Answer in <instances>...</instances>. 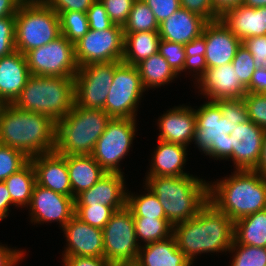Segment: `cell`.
I'll use <instances>...</instances> for the list:
<instances>
[{"label": "cell", "mask_w": 266, "mask_h": 266, "mask_svg": "<svg viewBox=\"0 0 266 266\" xmlns=\"http://www.w3.org/2000/svg\"><path fill=\"white\" fill-rule=\"evenodd\" d=\"M194 144L215 160H228L235 150V126L248 121L244 99L206 101L194 109Z\"/></svg>", "instance_id": "cell-1"}, {"label": "cell", "mask_w": 266, "mask_h": 266, "mask_svg": "<svg viewBox=\"0 0 266 266\" xmlns=\"http://www.w3.org/2000/svg\"><path fill=\"white\" fill-rule=\"evenodd\" d=\"M177 247L193 264L203 253L228 252L234 240V222L208 202L192 219L173 225Z\"/></svg>", "instance_id": "cell-2"}, {"label": "cell", "mask_w": 266, "mask_h": 266, "mask_svg": "<svg viewBox=\"0 0 266 266\" xmlns=\"http://www.w3.org/2000/svg\"><path fill=\"white\" fill-rule=\"evenodd\" d=\"M0 144L23 152L28 158L55 151L56 122L45 114L0 106Z\"/></svg>", "instance_id": "cell-3"}, {"label": "cell", "mask_w": 266, "mask_h": 266, "mask_svg": "<svg viewBox=\"0 0 266 266\" xmlns=\"http://www.w3.org/2000/svg\"><path fill=\"white\" fill-rule=\"evenodd\" d=\"M223 178L209 182V202L233 222L266 209V177L255 170H235Z\"/></svg>", "instance_id": "cell-4"}, {"label": "cell", "mask_w": 266, "mask_h": 266, "mask_svg": "<svg viewBox=\"0 0 266 266\" xmlns=\"http://www.w3.org/2000/svg\"><path fill=\"white\" fill-rule=\"evenodd\" d=\"M145 185L158 197L173 225L194 218L209 202V181L192 174L146 177Z\"/></svg>", "instance_id": "cell-5"}, {"label": "cell", "mask_w": 266, "mask_h": 266, "mask_svg": "<svg viewBox=\"0 0 266 266\" xmlns=\"http://www.w3.org/2000/svg\"><path fill=\"white\" fill-rule=\"evenodd\" d=\"M74 103V77L30 75L13 105L57 122L73 109Z\"/></svg>", "instance_id": "cell-6"}, {"label": "cell", "mask_w": 266, "mask_h": 266, "mask_svg": "<svg viewBox=\"0 0 266 266\" xmlns=\"http://www.w3.org/2000/svg\"><path fill=\"white\" fill-rule=\"evenodd\" d=\"M111 117L103 109H73L56 122L55 152L60 155H92Z\"/></svg>", "instance_id": "cell-7"}, {"label": "cell", "mask_w": 266, "mask_h": 266, "mask_svg": "<svg viewBox=\"0 0 266 266\" xmlns=\"http://www.w3.org/2000/svg\"><path fill=\"white\" fill-rule=\"evenodd\" d=\"M61 35L59 15L44 1L22 2L15 15V49L22 54Z\"/></svg>", "instance_id": "cell-8"}, {"label": "cell", "mask_w": 266, "mask_h": 266, "mask_svg": "<svg viewBox=\"0 0 266 266\" xmlns=\"http://www.w3.org/2000/svg\"><path fill=\"white\" fill-rule=\"evenodd\" d=\"M102 231L104 258L115 266H133L138 258L140 245L131 210L127 206L116 210Z\"/></svg>", "instance_id": "cell-9"}, {"label": "cell", "mask_w": 266, "mask_h": 266, "mask_svg": "<svg viewBox=\"0 0 266 266\" xmlns=\"http://www.w3.org/2000/svg\"><path fill=\"white\" fill-rule=\"evenodd\" d=\"M144 89L136 66L121 62L114 72L104 111L111 118L137 119Z\"/></svg>", "instance_id": "cell-10"}, {"label": "cell", "mask_w": 266, "mask_h": 266, "mask_svg": "<svg viewBox=\"0 0 266 266\" xmlns=\"http://www.w3.org/2000/svg\"><path fill=\"white\" fill-rule=\"evenodd\" d=\"M31 75L75 77L79 66L75 57V44L64 35L25 54Z\"/></svg>", "instance_id": "cell-11"}, {"label": "cell", "mask_w": 266, "mask_h": 266, "mask_svg": "<svg viewBox=\"0 0 266 266\" xmlns=\"http://www.w3.org/2000/svg\"><path fill=\"white\" fill-rule=\"evenodd\" d=\"M136 120L111 118L97 140L92 156L107 173H123L119 163L131 150Z\"/></svg>", "instance_id": "cell-12"}, {"label": "cell", "mask_w": 266, "mask_h": 266, "mask_svg": "<svg viewBox=\"0 0 266 266\" xmlns=\"http://www.w3.org/2000/svg\"><path fill=\"white\" fill-rule=\"evenodd\" d=\"M120 61L94 63L79 67L74 77L75 104L103 109Z\"/></svg>", "instance_id": "cell-13"}, {"label": "cell", "mask_w": 266, "mask_h": 266, "mask_svg": "<svg viewBox=\"0 0 266 266\" xmlns=\"http://www.w3.org/2000/svg\"><path fill=\"white\" fill-rule=\"evenodd\" d=\"M124 54L123 27L114 24L105 30H92L75 43V57L79 67L112 61L122 62Z\"/></svg>", "instance_id": "cell-14"}, {"label": "cell", "mask_w": 266, "mask_h": 266, "mask_svg": "<svg viewBox=\"0 0 266 266\" xmlns=\"http://www.w3.org/2000/svg\"><path fill=\"white\" fill-rule=\"evenodd\" d=\"M30 221L34 224L57 222L61 229L75 215V198L66 196L36 183L31 196Z\"/></svg>", "instance_id": "cell-15"}, {"label": "cell", "mask_w": 266, "mask_h": 266, "mask_svg": "<svg viewBox=\"0 0 266 266\" xmlns=\"http://www.w3.org/2000/svg\"><path fill=\"white\" fill-rule=\"evenodd\" d=\"M197 83L200 94L210 101L243 99L247 93L232 63L207 68Z\"/></svg>", "instance_id": "cell-16"}, {"label": "cell", "mask_w": 266, "mask_h": 266, "mask_svg": "<svg viewBox=\"0 0 266 266\" xmlns=\"http://www.w3.org/2000/svg\"><path fill=\"white\" fill-rule=\"evenodd\" d=\"M66 237L63 257H104L103 231L82 222L75 215L62 228Z\"/></svg>", "instance_id": "cell-17"}, {"label": "cell", "mask_w": 266, "mask_h": 266, "mask_svg": "<svg viewBox=\"0 0 266 266\" xmlns=\"http://www.w3.org/2000/svg\"><path fill=\"white\" fill-rule=\"evenodd\" d=\"M207 68L231 63L242 41L219 19L208 22L204 29Z\"/></svg>", "instance_id": "cell-18"}, {"label": "cell", "mask_w": 266, "mask_h": 266, "mask_svg": "<svg viewBox=\"0 0 266 266\" xmlns=\"http://www.w3.org/2000/svg\"><path fill=\"white\" fill-rule=\"evenodd\" d=\"M124 173H106L90 189L75 197V206L106 205L115 211L126 206L127 188ZM126 188V189H125Z\"/></svg>", "instance_id": "cell-19"}, {"label": "cell", "mask_w": 266, "mask_h": 266, "mask_svg": "<svg viewBox=\"0 0 266 266\" xmlns=\"http://www.w3.org/2000/svg\"><path fill=\"white\" fill-rule=\"evenodd\" d=\"M264 131L251 120L235 126V150L228 158L232 159L234 170H254L257 167L262 152Z\"/></svg>", "instance_id": "cell-20"}, {"label": "cell", "mask_w": 266, "mask_h": 266, "mask_svg": "<svg viewBox=\"0 0 266 266\" xmlns=\"http://www.w3.org/2000/svg\"><path fill=\"white\" fill-rule=\"evenodd\" d=\"M159 126L158 139L175 144H181L186 147L194 140L196 129L195 110L191 106H174L157 120Z\"/></svg>", "instance_id": "cell-21"}, {"label": "cell", "mask_w": 266, "mask_h": 266, "mask_svg": "<svg viewBox=\"0 0 266 266\" xmlns=\"http://www.w3.org/2000/svg\"><path fill=\"white\" fill-rule=\"evenodd\" d=\"M36 173V183L54 192L72 197L66 155L55 151L30 158Z\"/></svg>", "instance_id": "cell-22"}, {"label": "cell", "mask_w": 266, "mask_h": 266, "mask_svg": "<svg viewBox=\"0 0 266 266\" xmlns=\"http://www.w3.org/2000/svg\"><path fill=\"white\" fill-rule=\"evenodd\" d=\"M24 54L15 50L0 58V103L13 104L30 76Z\"/></svg>", "instance_id": "cell-23"}, {"label": "cell", "mask_w": 266, "mask_h": 266, "mask_svg": "<svg viewBox=\"0 0 266 266\" xmlns=\"http://www.w3.org/2000/svg\"><path fill=\"white\" fill-rule=\"evenodd\" d=\"M220 20L241 41L266 35V7L252 8L240 4L225 10Z\"/></svg>", "instance_id": "cell-24"}, {"label": "cell", "mask_w": 266, "mask_h": 266, "mask_svg": "<svg viewBox=\"0 0 266 266\" xmlns=\"http://www.w3.org/2000/svg\"><path fill=\"white\" fill-rule=\"evenodd\" d=\"M208 22L202 17L180 8L159 24L161 39L185 45L203 33Z\"/></svg>", "instance_id": "cell-25"}, {"label": "cell", "mask_w": 266, "mask_h": 266, "mask_svg": "<svg viewBox=\"0 0 266 266\" xmlns=\"http://www.w3.org/2000/svg\"><path fill=\"white\" fill-rule=\"evenodd\" d=\"M186 150L184 145L158 139L146 177L188 175L189 173L183 171L188 160Z\"/></svg>", "instance_id": "cell-26"}, {"label": "cell", "mask_w": 266, "mask_h": 266, "mask_svg": "<svg viewBox=\"0 0 266 266\" xmlns=\"http://www.w3.org/2000/svg\"><path fill=\"white\" fill-rule=\"evenodd\" d=\"M193 266L191 261L177 247L174 236L141 245L133 266Z\"/></svg>", "instance_id": "cell-27"}, {"label": "cell", "mask_w": 266, "mask_h": 266, "mask_svg": "<svg viewBox=\"0 0 266 266\" xmlns=\"http://www.w3.org/2000/svg\"><path fill=\"white\" fill-rule=\"evenodd\" d=\"M66 164L73 198L90 189L107 173L92 155H67Z\"/></svg>", "instance_id": "cell-28"}, {"label": "cell", "mask_w": 266, "mask_h": 266, "mask_svg": "<svg viewBox=\"0 0 266 266\" xmlns=\"http://www.w3.org/2000/svg\"><path fill=\"white\" fill-rule=\"evenodd\" d=\"M161 38L158 32L140 31L124 33V54L122 62L136 66L159 50Z\"/></svg>", "instance_id": "cell-29"}, {"label": "cell", "mask_w": 266, "mask_h": 266, "mask_svg": "<svg viewBox=\"0 0 266 266\" xmlns=\"http://www.w3.org/2000/svg\"><path fill=\"white\" fill-rule=\"evenodd\" d=\"M234 240L242 245L266 247V209L236 220Z\"/></svg>", "instance_id": "cell-30"}, {"label": "cell", "mask_w": 266, "mask_h": 266, "mask_svg": "<svg viewBox=\"0 0 266 266\" xmlns=\"http://www.w3.org/2000/svg\"><path fill=\"white\" fill-rule=\"evenodd\" d=\"M136 67L145 90L167 85L179 77L159 52L141 61Z\"/></svg>", "instance_id": "cell-31"}, {"label": "cell", "mask_w": 266, "mask_h": 266, "mask_svg": "<svg viewBox=\"0 0 266 266\" xmlns=\"http://www.w3.org/2000/svg\"><path fill=\"white\" fill-rule=\"evenodd\" d=\"M11 195L12 202L21 208L30 204L33 189L36 185V173L29 161L23 168L4 180Z\"/></svg>", "instance_id": "cell-32"}, {"label": "cell", "mask_w": 266, "mask_h": 266, "mask_svg": "<svg viewBox=\"0 0 266 266\" xmlns=\"http://www.w3.org/2000/svg\"><path fill=\"white\" fill-rule=\"evenodd\" d=\"M135 234L139 245L165 240L172 236L173 226L167 219L133 217ZM140 239V240H139ZM141 241V242H139Z\"/></svg>", "instance_id": "cell-33"}, {"label": "cell", "mask_w": 266, "mask_h": 266, "mask_svg": "<svg viewBox=\"0 0 266 266\" xmlns=\"http://www.w3.org/2000/svg\"><path fill=\"white\" fill-rule=\"evenodd\" d=\"M146 193L135 194L128 192L126 206L133 213V217H145L154 219H166L163 207L158 197L146 186ZM135 194V195H134Z\"/></svg>", "instance_id": "cell-34"}, {"label": "cell", "mask_w": 266, "mask_h": 266, "mask_svg": "<svg viewBox=\"0 0 266 266\" xmlns=\"http://www.w3.org/2000/svg\"><path fill=\"white\" fill-rule=\"evenodd\" d=\"M159 24L152 10L143 0H135L127 23L123 26L124 33L140 31L158 32Z\"/></svg>", "instance_id": "cell-35"}, {"label": "cell", "mask_w": 266, "mask_h": 266, "mask_svg": "<svg viewBox=\"0 0 266 266\" xmlns=\"http://www.w3.org/2000/svg\"><path fill=\"white\" fill-rule=\"evenodd\" d=\"M184 48L186 59L183 72H186L187 70H189V72L191 71V73H193L192 76L194 75L193 77L195 78V82H197L207 69L204 34L202 33L200 36L194 38L191 42L186 43Z\"/></svg>", "instance_id": "cell-36"}, {"label": "cell", "mask_w": 266, "mask_h": 266, "mask_svg": "<svg viewBox=\"0 0 266 266\" xmlns=\"http://www.w3.org/2000/svg\"><path fill=\"white\" fill-rule=\"evenodd\" d=\"M60 31L70 42L75 44L89 30L87 13L81 11L60 12Z\"/></svg>", "instance_id": "cell-37"}, {"label": "cell", "mask_w": 266, "mask_h": 266, "mask_svg": "<svg viewBox=\"0 0 266 266\" xmlns=\"http://www.w3.org/2000/svg\"><path fill=\"white\" fill-rule=\"evenodd\" d=\"M228 252L234 253L230 266H266V247L242 245L233 240Z\"/></svg>", "instance_id": "cell-38"}, {"label": "cell", "mask_w": 266, "mask_h": 266, "mask_svg": "<svg viewBox=\"0 0 266 266\" xmlns=\"http://www.w3.org/2000/svg\"><path fill=\"white\" fill-rule=\"evenodd\" d=\"M29 161L30 158L23 152L0 144V181H4L10 175L19 171Z\"/></svg>", "instance_id": "cell-39"}, {"label": "cell", "mask_w": 266, "mask_h": 266, "mask_svg": "<svg viewBox=\"0 0 266 266\" xmlns=\"http://www.w3.org/2000/svg\"><path fill=\"white\" fill-rule=\"evenodd\" d=\"M115 210L106 205L75 206V216L82 222L103 229Z\"/></svg>", "instance_id": "cell-40"}, {"label": "cell", "mask_w": 266, "mask_h": 266, "mask_svg": "<svg viewBox=\"0 0 266 266\" xmlns=\"http://www.w3.org/2000/svg\"><path fill=\"white\" fill-rule=\"evenodd\" d=\"M231 63L239 77V82L247 89L256 70L252 54L241 44Z\"/></svg>", "instance_id": "cell-41"}, {"label": "cell", "mask_w": 266, "mask_h": 266, "mask_svg": "<svg viewBox=\"0 0 266 266\" xmlns=\"http://www.w3.org/2000/svg\"><path fill=\"white\" fill-rule=\"evenodd\" d=\"M158 52L166 59L167 63L178 75L183 72L186 59L185 48L183 44L161 39L159 42Z\"/></svg>", "instance_id": "cell-42"}, {"label": "cell", "mask_w": 266, "mask_h": 266, "mask_svg": "<svg viewBox=\"0 0 266 266\" xmlns=\"http://www.w3.org/2000/svg\"><path fill=\"white\" fill-rule=\"evenodd\" d=\"M243 99L248 120L266 130V98L262 94L246 93Z\"/></svg>", "instance_id": "cell-43"}, {"label": "cell", "mask_w": 266, "mask_h": 266, "mask_svg": "<svg viewBox=\"0 0 266 266\" xmlns=\"http://www.w3.org/2000/svg\"><path fill=\"white\" fill-rule=\"evenodd\" d=\"M111 21L114 24L124 26L129 18L130 11L135 0H100Z\"/></svg>", "instance_id": "cell-44"}, {"label": "cell", "mask_w": 266, "mask_h": 266, "mask_svg": "<svg viewBox=\"0 0 266 266\" xmlns=\"http://www.w3.org/2000/svg\"><path fill=\"white\" fill-rule=\"evenodd\" d=\"M181 8L202 17L207 22L220 19V14L215 10L213 0H180Z\"/></svg>", "instance_id": "cell-45"}, {"label": "cell", "mask_w": 266, "mask_h": 266, "mask_svg": "<svg viewBox=\"0 0 266 266\" xmlns=\"http://www.w3.org/2000/svg\"><path fill=\"white\" fill-rule=\"evenodd\" d=\"M15 50V17L0 18V58Z\"/></svg>", "instance_id": "cell-46"}, {"label": "cell", "mask_w": 266, "mask_h": 266, "mask_svg": "<svg viewBox=\"0 0 266 266\" xmlns=\"http://www.w3.org/2000/svg\"><path fill=\"white\" fill-rule=\"evenodd\" d=\"M86 13L89 29L99 31L109 29L114 25L100 0H95Z\"/></svg>", "instance_id": "cell-47"}, {"label": "cell", "mask_w": 266, "mask_h": 266, "mask_svg": "<svg viewBox=\"0 0 266 266\" xmlns=\"http://www.w3.org/2000/svg\"><path fill=\"white\" fill-rule=\"evenodd\" d=\"M242 45L252 54L256 69H266V35L246 38Z\"/></svg>", "instance_id": "cell-48"}, {"label": "cell", "mask_w": 266, "mask_h": 266, "mask_svg": "<svg viewBox=\"0 0 266 266\" xmlns=\"http://www.w3.org/2000/svg\"><path fill=\"white\" fill-rule=\"evenodd\" d=\"M152 10L155 19L160 24L181 8L180 0H143Z\"/></svg>", "instance_id": "cell-49"}, {"label": "cell", "mask_w": 266, "mask_h": 266, "mask_svg": "<svg viewBox=\"0 0 266 266\" xmlns=\"http://www.w3.org/2000/svg\"><path fill=\"white\" fill-rule=\"evenodd\" d=\"M57 14L68 11L86 13L95 0H44Z\"/></svg>", "instance_id": "cell-50"}, {"label": "cell", "mask_w": 266, "mask_h": 266, "mask_svg": "<svg viewBox=\"0 0 266 266\" xmlns=\"http://www.w3.org/2000/svg\"><path fill=\"white\" fill-rule=\"evenodd\" d=\"M64 266H115L104 257H62Z\"/></svg>", "instance_id": "cell-51"}, {"label": "cell", "mask_w": 266, "mask_h": 266, "mask_svg": "<svg viewBox=\"0 0 266 266\" xmlns=\"http://www.w3.org/2000/svg\"><path fill=\"white\" fill-rule=\"evenodd\" d=\"M24 251L17 250L5 246L3 244L0 245V266H17L20 261H22V257H24Z\"/></svg>", "instance_id": "cell-52"}, {"label": "cell", "mask_w": 266, "mask_h": 266, "mask_svg": "<svg viewBox=\"0 0 266 266\" xmlns=\"http://www.w3.org/2000/svg\"><path fill=\"white\" fill-rule=\"evenodd\" d=\"M266 91V69H256L247 87V93L262 94Z\"/></svg>", "instance_id": "cell-53"}, {"label": "cell", "mask_w": 266, "mask_h": 266, "mask_svg": "<svg viewBox=\"0 0 266 266\" xmlns=\"http://www.w3.org/2000/svg\"><path fill=\"white\" fill-rule=\"evenodd\" d=\"M10 206L17 207L11 200V195L7 189L5 182L0 181V221L8 217Z\"/></svg>", "instance_id": "cell-54"}, {"label": "cell", "mask_w": 266, "mask_h": 266, "mask_svg": "<svg viewBox=\"0 0 266 266\" xmlns=\"http://www.w3.org/2000/svg\"><path fill=\"white\" fill-rule=\"evenodd\" d=\"M22 0H0V18L15 17Z\"/></svg>", "instance_id": "cell-55"}, {"label": "cell", "mask_w": 266, "mask_h": 266, "mask_svg": "<svg viewBox=\"0 0 266 266\" xmlns=\"http://www.w3.org/2000/svg\"><path fill=\"white\" fill-rule=\"evenodd\" d=\"M243 0H213L215 10L221 15L225 10L239 6Z\"/></svg>", "instance_id": "cell-56"}, {"label": "cell", "mask_w": 266, "mask_h": 266, "mask_svg": "<svg viewBox=\"0 0 266 266\" xmlns=\"http://www.w3.org/2000/svg\"><path fill=\"white\" fill-rule=\"evenodd\" d=\"M254 170L266 177V130L264 131L261 157L257 167Z\"/></svg>", "instance_id": "cell-57"}, {"label": "cell", "mask_w": 266, "mask_h": 266, "mask_svg": "<svg viewBox=\"0 0 266 266\" xmlns=\"http://www.w3.org/2000/svg\"><path fill=\"white\" fill-rule=\"evenodd\" d=\"M244 6L252 8L266 7V0H243Z\"/></svg>", "instance_id": "cell-58"}, {"label": "cell", "mask_w": 266, "mask_h": 266, "mask_svg": "<svg viewBox=\"0 0 266 266\" xmlns=\"http://www.w3.org/2000/svg\"><path fill=\"white\" fill-rule=\"evenodd\" d=\"M262 95L266 98V91H264V92L262 93Z\"/></svg>", "instance_id": "cell-59"}]
</instances>
